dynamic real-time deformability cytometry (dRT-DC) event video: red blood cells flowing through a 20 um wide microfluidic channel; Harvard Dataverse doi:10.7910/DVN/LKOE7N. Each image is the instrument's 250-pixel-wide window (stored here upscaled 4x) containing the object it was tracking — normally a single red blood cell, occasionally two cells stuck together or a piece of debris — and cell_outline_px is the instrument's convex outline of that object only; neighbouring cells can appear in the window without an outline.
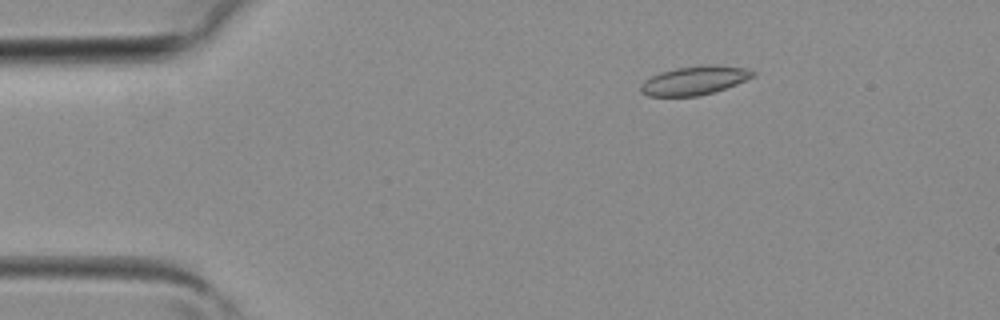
{"species": "common noctule bat (a hibernating species)", "species_latin": "Nyctalus noctula", "temperature_condition": "room temperature", "stored_images_in_passage": 3, "camera_frame_rate_fps": 3000, "um_per_image_px": 0.085, "animal": {"sex": "female", "body_mass_g": 19.3, "forearm_length_mm": 54.1}, "frame": {"image": 1, "passage_image": 1, "time_ms": 0.0, "image_size_px": [1000, 320], "cell_outline_px": [[756, 76], [736, 84], [700, 96], [648, 96], [640, 92], [640, 84], [644, 80], [660, 72], [676, 68], [704, 64], [708, 64], [748, 68], [756, 72]], "centroid_in_image_um": [59.03, 6.83], "position_along_channel_um": 26.0, "area_um2": 18.9}}
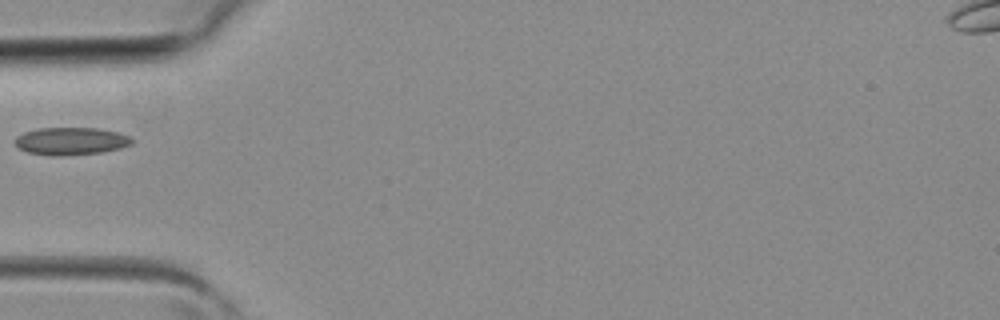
{"frame": {"image": 2, "passage_image": 3, "time_ms": 0.667, "image_size_px": [1000, 320], "cell_outline_px": [[136, 140], [132, 144], [120, 148], [100, 152], [64, 156], [52, 156], [28, 152], [20, 148], [12, 140], [16, 136], [24, 132], [36, 128], [96, 128], [120, 132]], "centroid_in_image_um": [6.03, 11.99], "position_along_channel_um": 79.0, "area_um2": 18.96}}